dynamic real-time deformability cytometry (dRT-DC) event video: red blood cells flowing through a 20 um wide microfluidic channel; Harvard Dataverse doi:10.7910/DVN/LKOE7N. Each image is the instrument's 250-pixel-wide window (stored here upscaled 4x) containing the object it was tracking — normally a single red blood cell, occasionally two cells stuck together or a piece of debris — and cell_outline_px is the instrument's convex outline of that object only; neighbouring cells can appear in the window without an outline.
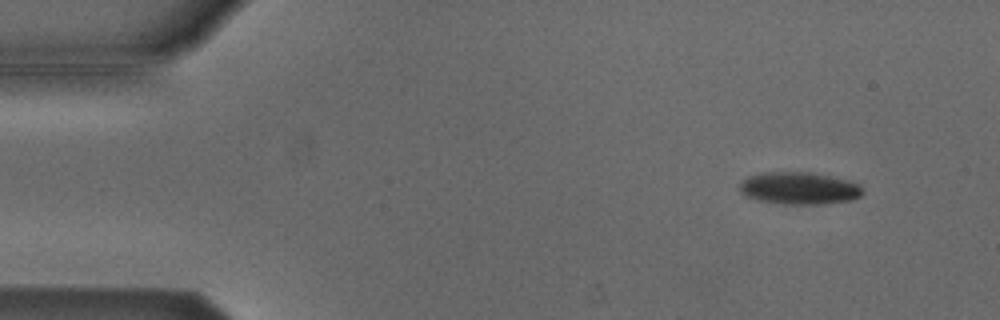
{"species": "Egyptian fruit bat (a non-hibernating species)", "species_latin": "Rousettus aegyptiacus", "temperature_condition": "cold", "stored_images_in_passage": 5, "segment_of_instrument_passage": [1, 2], "camera_frame_rate_fps": 3000, "um_per_image_px": 0.085, "animal": {"sex": "male"}, "frame": {"image": 1, "passage_image": 2, "time_ms": 0.333, "image_size_px": [1000, 320], "cell_outline_px": [[864, 192], [860, 196], [852, 200], [820, 204], [784, 204], [756, 200], [744, 196], [740, 192], [740, 180], [748, 176], [764, 172], [808, 172], [848, 180], [860, 184], [864, 188]], "centroid_in_image_um": [67.91, 16.0], "position_along_channel_um": 17.1, "area_um2": 23.35}}